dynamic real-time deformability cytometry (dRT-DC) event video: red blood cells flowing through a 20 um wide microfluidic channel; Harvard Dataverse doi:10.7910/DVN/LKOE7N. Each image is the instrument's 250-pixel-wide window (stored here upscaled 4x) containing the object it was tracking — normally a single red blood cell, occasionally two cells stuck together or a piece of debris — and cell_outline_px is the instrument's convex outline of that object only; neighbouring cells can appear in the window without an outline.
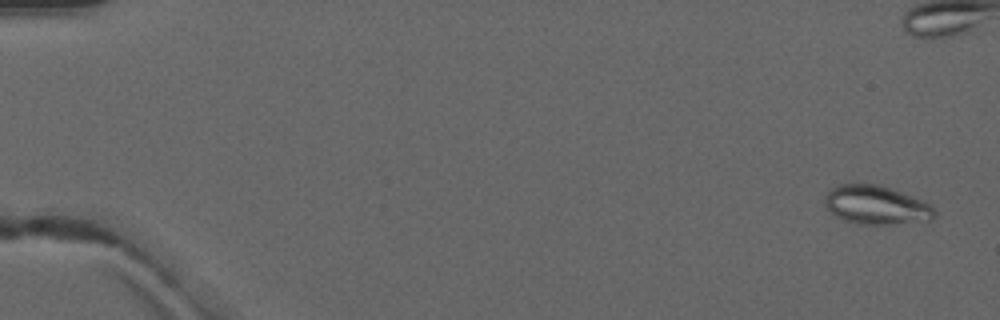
{"species": "common noctule bat (a hibernating species)", "species_latin": "Nyctalus noctula", "temperature_condition": "warm", "stored_images_in_passage": 3, "camera_frame_rate_fps": 3000, "um_per_image_px": 0.085, "animal": {"sex": "male", "forearm_length_mm": 52.5}, "frame": {"image": 1, "passage_image": 1, "time_ms": 0.0, "image_size_px": [1000, 320], "cell_outline_px": [[936, 216], [932, 220], [892, 224], [856, 224], [844, 220], [836, 216], [824, 204], [824, 200], [828, 192], [836, 184], [880, 184], [924, 200], [936, 212]], "centroid_in_image_um": [74.49, 17.42], "position_along_channel_um": 10.5, "area_um2": 24.85}}